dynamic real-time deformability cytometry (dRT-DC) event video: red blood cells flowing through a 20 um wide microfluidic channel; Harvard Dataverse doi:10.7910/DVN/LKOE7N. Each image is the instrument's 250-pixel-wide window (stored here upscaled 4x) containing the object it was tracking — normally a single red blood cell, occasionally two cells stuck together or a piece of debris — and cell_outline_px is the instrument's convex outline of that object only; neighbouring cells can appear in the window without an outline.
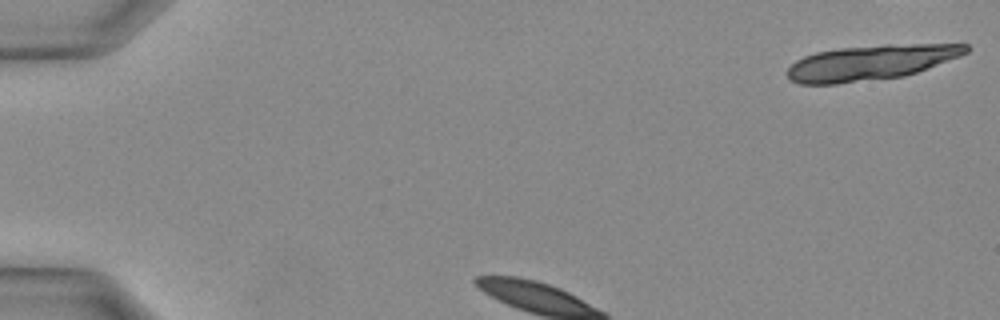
{"species": "Egyptian fruit bat (a non-hibernating species)", "species_latin": "Rousettus aegyptiacus", "temperature_condition": "warm", "stored_images_in_passage": 24, "camera_frame_rate_fps": 3000, "um_per_image_px": 0.085, "animal": {"sex": "female"}, "frame": {"image": 1, "passage_image": 1, "time_ms": 0.0, "image_size_px": [1000, 320], "cell_outline_px": [[968, 52], [960, 56], [916, 72], [904, 76], [836, 84], [800, 84], [792, 80], [784, 72], [796, 60], [804, 56], [816, 52], [840, 48], [884, 44], [968, 44]], "centroid_in_image_um": [73.98, 5.31], "position_along_channel_um": 11.0, "area_um2": 36.41}}
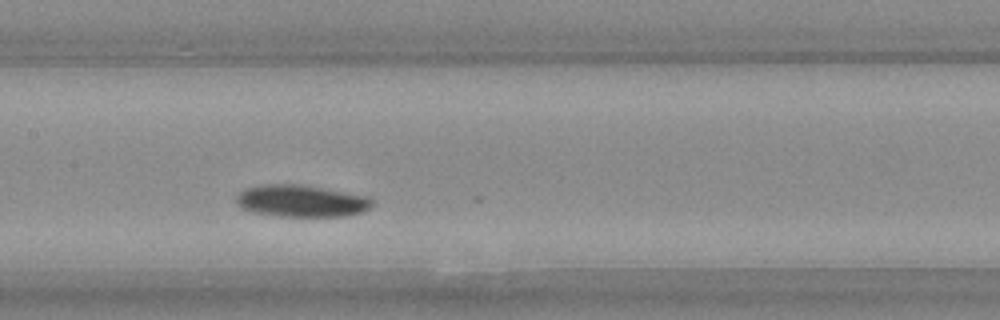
{"frame": {"image": 2, "passage_image": 11, "time_ms": 3.333, "image_size_px": [1000, 320], "cell_outline_px": [[372, 204], [364, 212], [348, 216], [276, 216], [252, 212], [240, 208], [236, 204], [236, 196], [244, 188], [264, 184], [304, 184], [372, 196]], "centroid_in_image_um": [25.62, 17.07], "position_along_channel_um": 181.8, "area_um2": 25.89}}
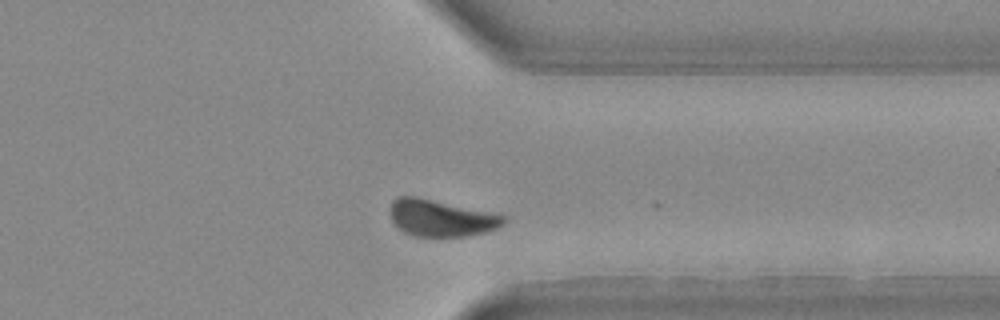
{"frame": {"image": 3, "passage_image": 21, "time_ms": 6.667, "image_size_px": [1000, 320], "cell_outline_px": [[504, 224], [496, 228], [484, 232], [464, 236], [412, 236], [404, 232], [392, 220], [388, 212], [392, 200], [400, 196], [416, 196], [496, 212], [504, 216]], "centroid_in_image_um": [37.47, 18.51], "position_along_channel_um": 373.9, "area_um2": 24.51}}